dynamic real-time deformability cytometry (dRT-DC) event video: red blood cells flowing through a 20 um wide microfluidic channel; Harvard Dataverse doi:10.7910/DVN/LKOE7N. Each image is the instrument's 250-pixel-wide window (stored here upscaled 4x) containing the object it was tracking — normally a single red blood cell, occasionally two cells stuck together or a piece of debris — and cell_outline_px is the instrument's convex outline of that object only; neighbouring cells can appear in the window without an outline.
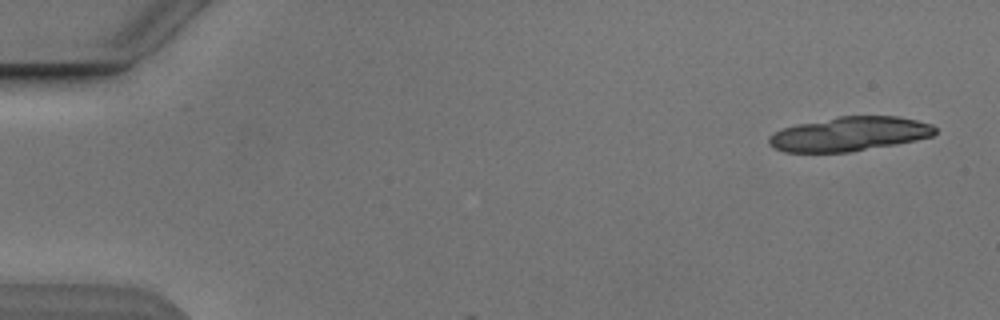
{"species": "Egyptian fruit bat (a non-hibernating species)", "species_latin": "Rousettus aegyptiacus", "temperature_condition": "cold", "stored_images_in_passage": 3, "camera_frame_rate_fps": 3000, "um_per_image_px": 0.085, "animal": {"sex": "male"}, "frame": {"image": 1, "passage_image": 1, "time_ms": 0.0, "image_size_px": [1000, 320], "cell_outline_px": [[936, 132], [932, 136], [916, 140], [896, 144], [848, 152], [784, 152], [768, 144], [768, 136], [784, 128], [796, 124], [840, 116], [896, 116], [916, 120], [932, 124], [936, 128]], "centroid_in_image_um": [72.2, 11.39], "position_along_channel_um": 12.8, "area_um2": 33.0}}